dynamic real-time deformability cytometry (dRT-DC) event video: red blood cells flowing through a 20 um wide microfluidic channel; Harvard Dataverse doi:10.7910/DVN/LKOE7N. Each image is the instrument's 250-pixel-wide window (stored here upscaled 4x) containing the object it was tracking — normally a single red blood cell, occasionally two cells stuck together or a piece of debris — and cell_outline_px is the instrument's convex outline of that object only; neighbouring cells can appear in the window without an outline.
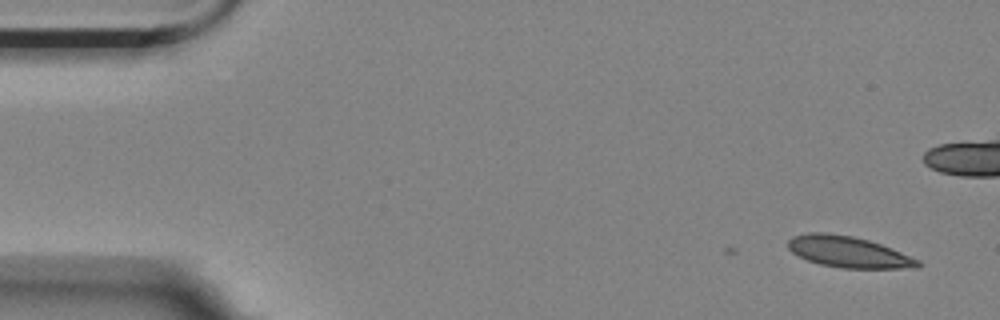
{"species": "Egyptian fruit bat (a non-hibernating species)", "species_latin": "Rousettus aegyptiacus", "temperature_condition": "room temperature", "stored_images_in_passage": 2, "camera_frame_rate_fps": 3000, "um_per_image_px": 0.085, "animal": {"sex": "female"}, "frame": {"image": 1, "passage_image": 2, "time_ms": 0.333, "image_size_px": [1000, 320], "cell_outline_px": [[920, 268], [840, 268], [820, 264], [808, 260], [792, 252], [788, 248], [788, 240], [792, 236], [808, 232], [824, 232], [852, 236], [868, 240], [880, 244], [920, 260]], "centroid_in_image_um": [72.1, 21.41], "position_along_channel_um": 12.9, "area_um2": 23.47}}